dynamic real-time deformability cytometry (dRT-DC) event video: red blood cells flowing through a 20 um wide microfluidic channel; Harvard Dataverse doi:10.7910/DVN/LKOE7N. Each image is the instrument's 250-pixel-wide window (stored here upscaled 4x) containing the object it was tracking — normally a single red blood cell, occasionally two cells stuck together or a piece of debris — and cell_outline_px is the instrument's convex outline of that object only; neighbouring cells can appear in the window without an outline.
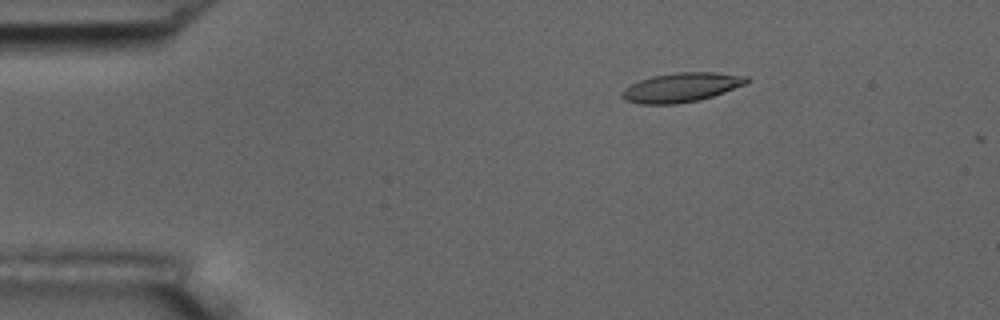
{"species": "common noctule bat (a hibernating species)", "species_latin": "Nyctalus noctula", "temperature_condition": "room temperature", "stored_images_in_passage": 13, "camera_frame_rate_fps": 3000, "um_per_image_px": 0.085, "animal": {"sex": "male", "body_mass_g": 17.5, "forearm_length_mm": 52.3}, "frame": {"image": 1, "passage_image": 9, "time_ms": 2.667, "image_size_px": [1000, 320], "cell_outline_px": [[752, 80], [748, 84], [700, 100], [676, 104], [640, 104], [624, 100], [620, 96], [620, 92], [624, 88], [640, 80], [652, 76], [676, 72], [712, 72], [748, 76]], "centroid_in_image_um": [57.93, 7.43], "position_along_channel_um": 27.1, "area_um2": 21.5}}